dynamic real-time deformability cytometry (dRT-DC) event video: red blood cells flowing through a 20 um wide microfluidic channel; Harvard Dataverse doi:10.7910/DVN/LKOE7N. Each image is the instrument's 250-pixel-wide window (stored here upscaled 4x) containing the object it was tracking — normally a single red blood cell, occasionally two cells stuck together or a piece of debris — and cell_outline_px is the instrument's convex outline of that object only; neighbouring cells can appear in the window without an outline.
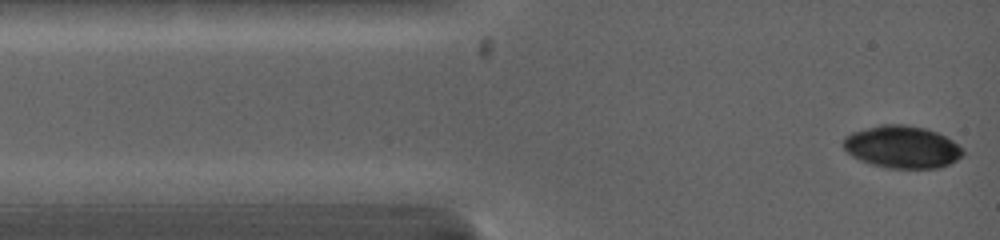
{"species": "common noctule bat (a hibernating species)", "species_latin": "Nyctalus noctula", "temperature_condition": "warm", "stored_images_in_passage": 2, "camera_frame_rate_fps": 5000, "um_per_image_px": 0.085, "animal": {"sex": "female", "body_mass_g": 19.0, "forearm_length_mm": 53.3}, "frame": {"image": 1, "passage_image": 2, "time_ms": 0.8, "image_size_px": [1000, 240], "cell_outline_px": [[964, 156], [940, 168], [888, 168], [872, 164], [860, 160], [852, 156], [844, 148], [844, 136], [852, 132], [884, 124], [904, 124], [928, 128], [952, 140], [964, 148]], "centroid_in_image_um": [76.71, 12.49], "position_along_channel_um": 8.3, "area_um2": 29.54}}